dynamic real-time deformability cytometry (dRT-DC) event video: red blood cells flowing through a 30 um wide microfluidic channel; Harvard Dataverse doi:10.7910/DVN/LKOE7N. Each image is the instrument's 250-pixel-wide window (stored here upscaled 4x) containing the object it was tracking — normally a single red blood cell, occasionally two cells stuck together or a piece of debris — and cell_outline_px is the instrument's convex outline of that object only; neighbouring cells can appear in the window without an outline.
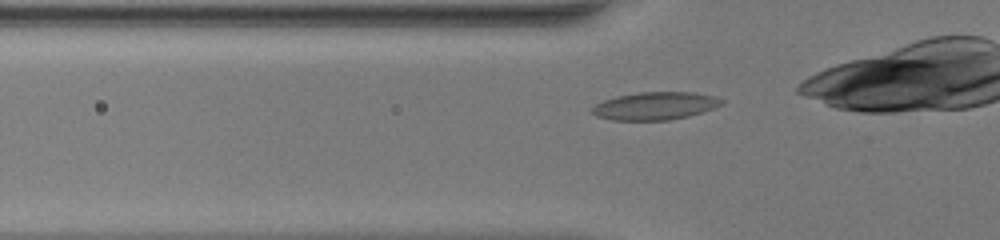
{"species": "common noctule bat (a hibernating species)", "species_latin": "Nyctalus noctula", "temperature_condition": "warm", "stored_images_in_passage": 27, "camera_frame_rate_fps": 3000, "um_per_image_px": 0.085, "animal": {"sex": "female", "body_mass_g": 20.0, "forearm_length_mm": 54.0}, "frame": {"image": 1, "passage_image": 3, "time_ms": 0.667, "image_size_px": [1000, 240], "cell_outline_px": [[724, 104], [688, 116], [668, 120], [612, 120], [596, 116], [592, 112], [592, 108], [596, 104], [604, 100], [616, 96], [636, 92], [692, 92], [716, 96], [724, 100]], "centroid_in_image_um": [55.68, 8.99], "position_along_channel_um": 70.1, "area_um2": 20.92}}
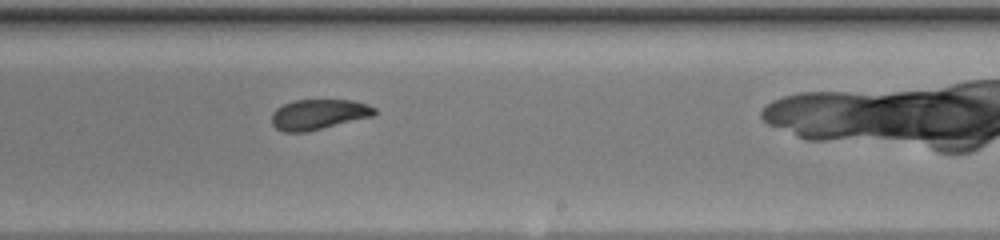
{"frame": {"image": 2, "passage_image": 17, "time_ms": 5.333, "image_size_px": [1000, 240], "cell_outline_px": [[376, 112], [372, 116], [304, 132], [284, 132], [276, 128], [272, 124], [272, 112], [276, 108], [284, 104], [296, 100], [352, 100], [368, 104], [376, 108]], "centroid_in_image_um": [27.06, 9.71], "position_along_channel_um": 261.9, "area_um2": 17.92}}
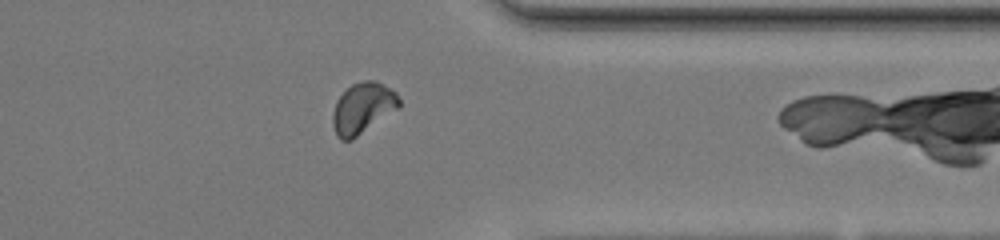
{"frame": {"image": 3, "passage_image": 26, "time_ms": 8.333, "image_size_px": [1000, 240], "cell_outline_px": [[400, 108], [352, 140], [340, 140], [336, 136], [332, 124], [332, 112], [336, 100], [352, 84], [364, 80], [376, 80], [392, 88], [396, 92], [400, 100]], "centroid_in_image_um": [30.84, 9.2], "position_along_channel_um": 380.6, "area_um2": 20.06}}